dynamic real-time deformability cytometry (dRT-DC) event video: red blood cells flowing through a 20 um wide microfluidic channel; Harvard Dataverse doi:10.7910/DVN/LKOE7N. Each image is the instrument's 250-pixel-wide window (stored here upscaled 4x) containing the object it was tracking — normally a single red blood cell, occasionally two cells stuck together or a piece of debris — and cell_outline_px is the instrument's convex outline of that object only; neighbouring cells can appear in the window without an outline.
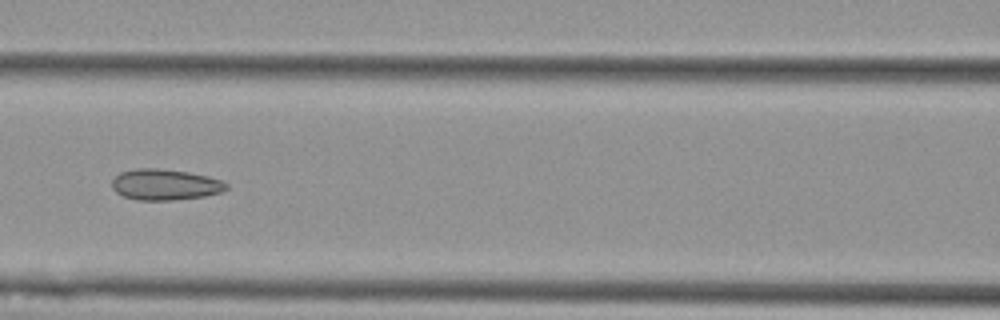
{"species": "Egyptian fruit bat (a non-hibernating species)", "species_latin": "Rousettus aegyptiacus", "temperature_condition": "cold", "stored_images_in_passage": 5, "camera_frame_rate_fps": 3000, "um_per_image_px": 0.085, "animal": {"sex": "female"}, "frame": {"image": 1, "passage_image": 3, "time_ms": 2.333, "image_size_px": [1000, 320], "cell_outline_px": [[228, 188], [220, 192], [204, 196], [172, 200], [136, 200], [124, 196], [116, 192], [112, 188], [112, 180], [120, 172], [136, 168], [156, 168], [188, 172], [208, 176], [220, 180], [228, 184]], "centroid_in_image_um": [14.01, 15.69], "position_along_channel_um": 152.6, "area_um2": 20.58}}
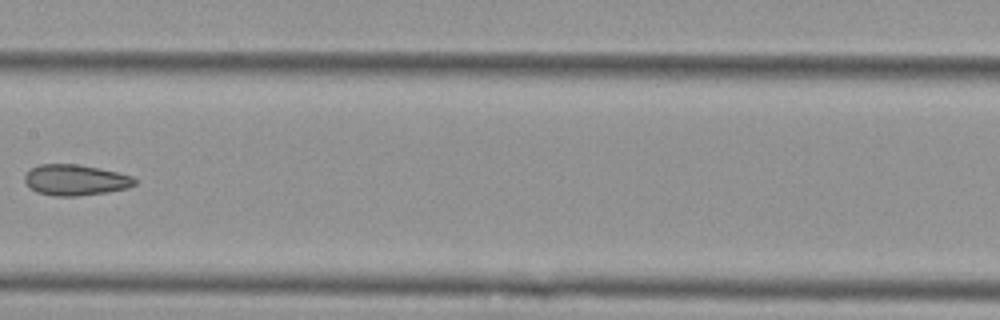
{"frame": {"image": 2, "passage_image": 4, "time_ms": 3.667, "image_size_px": [1000, 320], "cell_outline_px": [[136, 184], [128, 188], [108, 192], [76, 196], [56, 196], [36, 192], [24, 180], [24, 176], [32, 168], [40, 164], [76, 164], [100, 168], [132, 176], [136, 180]], "centroid_in_image_um": [6.43, 15.3], "position_along_channel_um": 201.0, "area_um2": 19.65}}
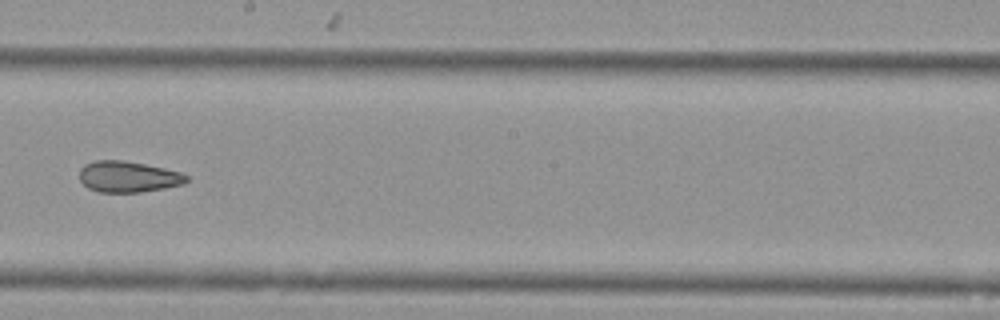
{"frame": {"image": 3, "passage_image": 5, "time_ms": 4.667, "image_size_px": [1000, 320], "cell_outline_px": [[188, 180], [184, 184], [164, 188], [140, 192], [100, 192], [88, 188], [80, 180], [80, 168], [84, 164], [96, 160], [120, 160], [144, 164], [164, 168], [180, 172], [188, 176]], "centroid_in_image_um": [10.88, 15.02], "position_along_channel_um": 237.3, "area_um2": 19.31}}